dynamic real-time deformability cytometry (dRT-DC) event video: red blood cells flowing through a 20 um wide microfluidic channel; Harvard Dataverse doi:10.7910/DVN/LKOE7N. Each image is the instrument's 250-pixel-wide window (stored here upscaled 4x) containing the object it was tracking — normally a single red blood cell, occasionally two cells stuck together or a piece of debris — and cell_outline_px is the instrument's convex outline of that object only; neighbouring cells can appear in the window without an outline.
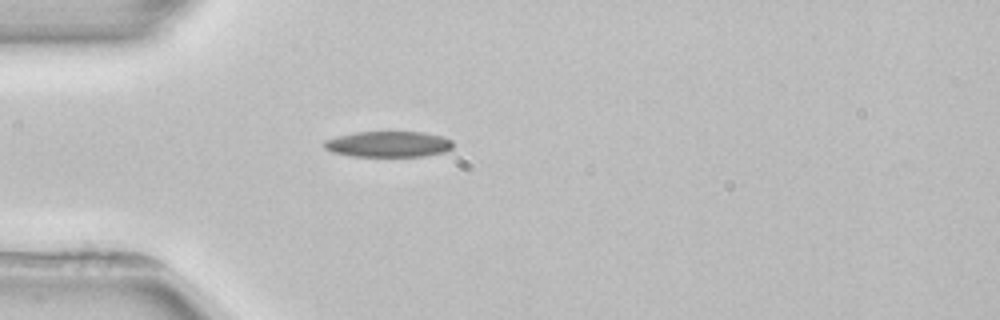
{"species": "common noctule bat (a hibernating species)", "species_latin": "Nyctalus noctula", "temperature_condition": "room temperature", "stored_images_in_passage": 3, "camera_frame_rate_fps": 3000, "um_per_image_px": 0.085, "animal": {"sex": "female", "body_mass_g": 22.7, "forearm_length_mm": 54.2}, "frame": {"image": 1, "passage_image": 3, "time_ms": 3.0, "image_size_px": [1000, 320], "cell_outline_px": [[452, 148], [444, 152], [424, 156], [352, 156], [332, 152], [324, 148], [320, 144], [324, 140], [336, 136], [356, 132], [424, 132], [444, 136], [452, 140]], "centroid_in_image_um": [32.98, 12.25], "position_along_channel_um": 52.0, "area_um2": 19.59}}